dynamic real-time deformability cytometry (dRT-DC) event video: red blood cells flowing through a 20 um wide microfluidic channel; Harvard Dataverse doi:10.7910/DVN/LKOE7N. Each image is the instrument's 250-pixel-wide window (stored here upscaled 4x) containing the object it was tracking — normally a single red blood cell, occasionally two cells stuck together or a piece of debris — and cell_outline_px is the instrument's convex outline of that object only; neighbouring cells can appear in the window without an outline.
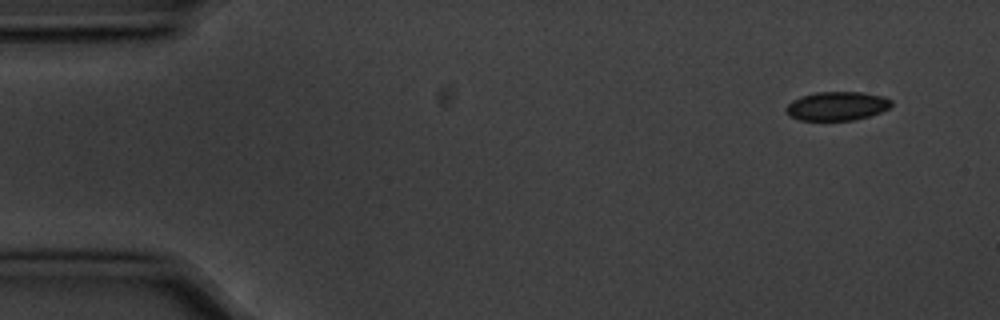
{"species": "common noctule bat (a hibernating species)", "species_latin": "Nyctalus noctula", "temperature_condition": "cold", "stored_images_in_passage": 4, "camera_frame_rate_fps": 3000, "um_per_image_px": 0.085, "animal": {"sex": "male", "body_mass_g": 20.1, "forearm_length_mm": 53.5}, "frame": {"image": 1, "passage_image": 1, "time_ms": 0.0, "image_size_px": [1000, 320], "cell_outline_px": [[892, 104], [888, 108], [880, 112], [868, 116], [852, 120], [800, 120], [788, 116], [784, 108], [792, 100], [800, 96], [816, 92], [860, 92], [884, 96], [892, 100]], "centroid_in_image_um": [71.11, 9.01], "position_along_channel_um": 13.9, "area_um2": 17.74}}